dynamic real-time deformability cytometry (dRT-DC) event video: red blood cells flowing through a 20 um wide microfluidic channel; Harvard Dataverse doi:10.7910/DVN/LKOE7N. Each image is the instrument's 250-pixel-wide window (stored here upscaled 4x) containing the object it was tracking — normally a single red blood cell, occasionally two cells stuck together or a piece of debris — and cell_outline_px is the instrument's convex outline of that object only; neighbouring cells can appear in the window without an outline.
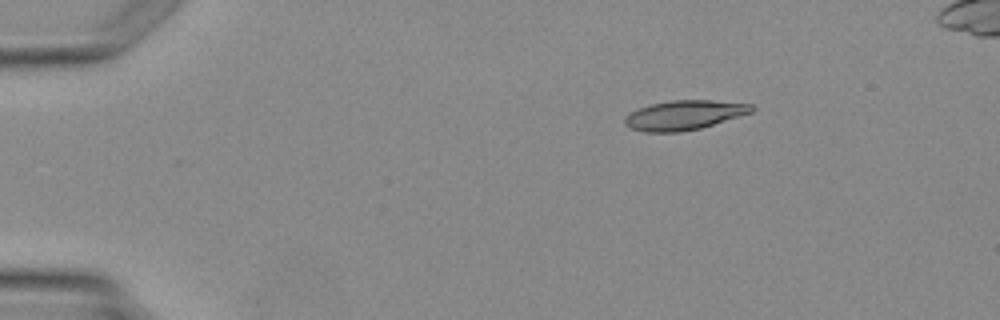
{"species": "Egyptian fruit bat (a non-hibernating species)", "species_latin": "Rousettus aegyptiacus", "temperature_condition": "warm", "stored_images_in_passage": 4, "camera_frame_rate_fps": 3000, "um_per_image_px": 0.085, "animal": {"sex": "female"}, "frame": {"image": 1, "passage_image": 2, "time_ms": 1.667, "image_size_px": [1000, 320], "cell_outline_px": [[756, 108], [752, 112], [700, 128], [680, 132], [644, 132], [632, 128], [624, 124], [624, 116], [640, 108], [652, 104], [672, 100], [712, 100], [752, 104]], "centroid_in_image_um": [58.16, 9.78], "position_along_channel_um": 26.8, "area_um2": 21.62}}